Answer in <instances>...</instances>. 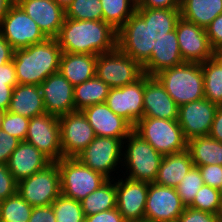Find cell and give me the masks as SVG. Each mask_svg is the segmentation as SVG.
I'll return each mask as SVG.
<instances>
[{"instance_id": "cell-41", "label": "cell", "mask_w": 222, "mask_h": 222, "mask_svg": "<svg viewBox=\"0 0 222 222\" xmlns=\"http://www.w3.org/2000/svg\"><path fill=\"white\" fill-rule=\"evenodd\" d=\"M18 182L10 173L7 165H0V200L17 193Z\"/></svg>"}, {"instance_id": "cell-13", "label": "cell", "mask_w": 222, "mask_h": 222, "mask_svg": "<svg viewBox=\"0 0 222 222\" xmlns=\"http://www.w3.org/2000/svg\"><path fill=\"white\" fill-rule=\"evenodd\" d=\"M63 157H77L96 137L82 111L58 117Z\"/></svg>"}, {"instance_id": "cell-21", "label": "cell", "mask_w": 222, "mask_h": 222, "mask_svg": "<svg viewBox=\"0 0 222 222\" xmlns=\"http://www.w3.org/2000/svg\"><path fill=\"white\" fill-rule=\"evenodd\" d=\"M96 136L120 139L122 142L133 131V126L116 115L104 103L94 104L82 110Z\"/></svg>"}, {"instance_id": "cell-50", "label": "cell", "mask_w": 222, "mask_h": 222, "mask_svg": "<svg viewBox=\"0 0 222 222\" xmlns=\"http://www.w3.org/2000/svg\"><path fill=\"white\" fill-rule=\"evenodd\" d=\"M14 48L0 34V66L13 60Z\"/></svg>"}, {"instance_id": "cell-34", "label": "cell", "mask_w": 222, "mask_h": 222, "mask_svg": "<svg viewBox=\"0 0 222 222\" xmlns=\"http://www.w3.org/2000/svg\"><path fill=\"white\" fill-rule=\"evenodd\" d=\"M33 207L18 192L1 200L0 222H29Z\"/></svg>"}, {"instance_id": "cell-46", "label": "cell", "mask_w": 222, "mask_h": 222, "mask_svg": "<svg viewBox=\"0 0 222 222\" xmlns=\"http://www.w3.org/2000/svg\"><path fill=\"white\" fill-rule=\"evenodd\" d=\"M84 222H127L117 208L105 210L91 216H85Z\"/></svg>"}, {"instance_id": "cell-12", "label": "cell", "mask_w": 222, "mask_h": 222, "mask_svg": "<svg viewBox=\"0 0 222 222\" xmlns=\"http://www.w3.org/2000/svg\"><path fill=\"white\" fill-rule=\"evenodd\" d=\"M25 141L35 146L52 162L63 158L58 116L44 113L29 120Z\"/></svg>"}, {"instance_id": "cell-17", "label": "cell", "mask_w": 222, "mask_h": 222, "mask_svg": "<svg viewBox=\"0 0 222 222\" xmlns=\"http://www.w3.org/2000/svg\"><path fill=\"white\" fill-rule=\"evenodd\" d=\"M218 105L206 98L192 101L178 107V124L187 140L208 136Z\"/></svg>"}, {"instance_id": "cell-59", "label": "cell", "mask_w": 222, "mask_h": 222, "mask_svg": "<svg viewBox=\"0 0 222 222\" xmlns=\"http://www.w3.org/2000/svg\"><path fill=\"white\" fill-rule=\"evenodd\" d=\"M177 1V3L179 4V5H181L183 2H185L186 0H176Z\"/></svg>"}, {"instance_id": "cell-5", "label": "cell", "mask_w": 222, "mask_h": 222, "mask_svg": "<svg viewBox=\"0 0 222 222\" xmlns=\"http://www.w3.org/2000/svg\"><path fill=\"white\" fill-rule=\"evenodd\" d=\"M155 77L178 107L205 98L201 63L184 62L162 70Z\"/></svg>"}, {"instance_id": "cell-2", "label": "cell", "mask_w": 222, "mask_h": 222, "mask_svg": "<svg viewBox=\"0 0 222 222\" xmlns=\"http://www.w3.org/2000/svg\"><path fill=\"white\" fill-rule=\"evenodd\" d=\"M56 40L63 52L97 56L117 48V31L103 20L64 18Z\"/></svg>"}, {"instance_id": "cell-49", "label": "cell", "mask_w": 222, "mask_h": 222, "mask_svg": "<svg viewBox=\"0 0 222 222\" xmlns=\"http://www.w3.org/2000/svg\"><path fill=\"white\" fill-rule=\"evenodd\" d=\"M209 136L222 143V106H218Z\"/></svg>"}, {"instance_id": "cell-37", "label": "cell", "mask_w": 222, "mask_h": 222, "mask_svg": "<svg viewBox=\"0 0 222 222\" xmlns=\"http://www.w3.org/2000/svg\"><path fill=\"white\" fill-rule=\"evenodd\" d=\"M221 204L222 200L218 189L204 184L196 193L189 207L212 214H218Z\"/></svg>"}, {"instance_id": "cell-3", "label": "cell", "mask_w": 222, "mask_h": 222, "mask_svg": "<svg viewBox=\"0 0 222 222\" xmlns=\"http://www.w3.org/2000/svg\"><path fill=\"white\" fill-rule=\"evenodd\" d=\"M63 51L56 38L14 50L13 64L18 84L40 85L59 71Z\"/></svg>"}, {"instance_id": "cell-7", "label": "cell", "mask_w": 222, "mask_h": 222, "mask_svg": "<svg viewBox=\"0 0 222 222\" xmlns=\"http://www.w3.org/2000/svg\"><path fill=\"white\" fill-rule=\"evenodd\" d=\"M57 165L60 170L61 194L79 202L108 180L76 157H63L57 161Z\"/></svg>"}, {"instance_id": "cell-45", "label": "cell", "mask_w": 222, "mask_h": 222, "mask_svg": "<svg viewBox=\"0 0 222 222\" xmlns=\"http://www.w3.org/2000/svg\"><path fill=\"white\" fill-rule=\"evenodd\" d=\"M205 31L213 50L222 44V13L209 24Z\"/></svg>"}, {"instance_id": "cell-57", "label": "cell", "mask_w": 222, "mask_h": 222, "mask_svg": "<svg viewBox=\"0 0 222 222\" xmlns=\"http://www.w3.org/2000/svg\"><path fill=\"white\" fill-rule=\"evenodd\" d=\"M222 68V60H214Z\"/></svg>"}, {"instance_id": "cell-39", "label": "cell", "mask_w": 222, "mask_h": 222, "mask_svg": "<svg viewBox=\"0 0 222 222\" xmlns=\"http://www.w3.org/2000/svg\"><path fill=\"white\" fill-rule=\"evenodd\" d=\"M203 185L204 181L201 177L200 169L193 166L176 187L177 194L186 207L192 203L196 193Z\"/></svg>"}, {"instance_id": "cell-24", "label": "cell", "mask_w": 222, "mask_h": 222, "mask_svg": "<svg viewBox=\"0 0 222 222\" xmlns=\"http://www.w3.org/2000/svg\"><path fill=\"white\" fill-rule=\"evenodd\" d=\"M184 63L175 29L153 46L150 59L142 66L143 73L155 76L162 70Z\"/></svg>"}, {"instance_id": "cell-60", "label": "cell", "mask_w": 222, "mask_h": 222, "mask_svg": "<svg viewBox=\"0 0 222 222\" xmlns=\"http://www.w3.org/2000/svg\"><path fill=\"white\" fill-rule=\"evenodd\" d=\"M136 5H138L142 0H133Z\"/></svg>"}, {"instance_id": "cell-25", "label": "cell", "mask_w": 222, "mask_h": 222, "mask_svg": "<svg viewBox=\"0 0 222 222\" xmlns=\"http://www.w3.org/2000/svg\"><path fill=\"white\" fill-rule=\"evenodd\" d=\"M96 62V55L63 52L59 72L76 86L96 76Z\"/></svg>"}, {"instance_id": "cell-28", "label": "cell", "mask_w": 222, "mask_h": 222, "mask_svg": "<svg viewBox=\"0 0 222 222\" xmlns=\"http://www.w3.org/2000/svg\"><path fill=\"white\" fill-rule=\"evenodd\" d=\"M221 13L222 0H186L180 5L181 17L204 29Z\"/></svg>"}, {"instance_id": "cell-51", "label": "cell", "mask_w": 222, "mask_h": 222, "mask_svg": "<svg viewBox=\"0 0 222 222\" xmlns=\"http://www.w3.org/2000/svg\"><path fill=\"white\" fill-rule=\"evenodd\" d=\"M15 3L16 0H0V22Z\"/></svg>"}, {"instance_id": "cell-15", "label": "cell", "mask_w": 222, "mask_h": 222, "mask_svg": "<svg viewBox=\"0 0 222 222\" xmlns=\"http://www.w3.org/2000/svg\"><path fill=\"white\" fill-rule=\"evenodd\" d=\"M185 208L176 188L149 183L144 219L154 222H174Z\"/></svg>"}, {"instance_id": "cell-47", "label": "cell", "mask_w": 222, "mask_h": 222, "mask_svg": "<svg viewBox=\"0 0 222 222\" xmlns=\"http://www.w3.org/2000/svg\"><path fill=\"white\" fill-rule=\"evenodd\" d=\"M29 222H56L52 205L33 207Z\"/></svg>"}, {"instance_id": "cell-10", "label": "cell", "mask_w": 222, "mask_h": 222, "mask_svg": "<svg viewBox=\"0 0 222 222\" xmlns=\"http://www.w3.org/2000/svg\"><path fill=\"white\" fill-rule=\"evenodd\" d=\"M122 151L123 142L120 139L96 136L76 158L107 179H115V171L122 166Z\"/></svg>"}, {"instance_id": "cell-33", "label": "cell", "mask_w": 222, "mask_h": 222, "mask_svg": "<svg viewBox=\"0 0 222 222\" xmlns=\"http://www.w3.org/2000/svg\"><path fill=\"white\" fill-rule=\"evenodd\" d=\"M204 82V97L211 103L222 106V68L211 58L201 63Z\"/></svg>"}, {"instance_id": "cell-14", "label": "cell", "mask_w": 222, "mask_h": 222, "mask_svg": "<svg viewBox=\"0 0 222 222\" xmlns=\"http://www.w3.org/2000/svg\"><path fill=\"white\" fill-rule=\"evenodd\" d=\"M145 74L123 87L110 88L105 103L116 114L133 127L143 118Z\"/></svg>"}, {"instance_id": "cell-31", "label": "cell", "mask_w": 222, "mask_h": 222, "mask_svg": "<svg viewBox=\"0 0 222 222\" xmlns=\"http://www.w3.org/2000/svg\"><path fill=\"white\" fill-rule=\"evenodd\" d=\"M80 203L85 216L116 208V178L108 179Z\"/></svg>"}, {"instance_id": "cell-52", "label": "cell", "mask_w": 222, "mask_h": 222, "mask_svg": "<svg viewBox=\"0 0 222 222\" xmlns=\"http://www.w3.org/2000/svg\"><path fill=\"white\" fill-rule=\"evenodd\" d=\"M213 60H222V44L213 50Z\"/></svg>"}, {"instance_id": "cell-22", "label": "cell", "mask_w": 222, "mask_h": 222, "mask_svg": "<svg viewBox=\"0 0 222 222\" xmlns=\"http://www.w3.org/2000/svg\"><path fill=\"white\" fill-rule=\"evenodd\" d=\"M143 117L178 119V106L155 76L145 74Z\"/></svg>"}, {"instance_id": "cell-35", "label": "cell", "mask_w": 222, "mask_h": 222, "mask_svg": "<svg viewBox=\"0 0 222 222\" xmlns=\"http://www.w3.org/2000/svg\"><path fill=\"white\" fill-rule=\"evenodd\" d=\"M56 222H84L85 215L81 203L60 194L52 203Z\"/></svg>"}, {"instance_id": "cell-40", "label": "cell", "mask_w": 222, "mask_h": 222, "mask_svg": "<svg viewBox=\"0 0 222 222\" xmlns=\"http://www.w3.org/2000/svg\"><path fill=\"white\" fill-rule=\"evenodd\" d=\"M29 120V118L22 115L5 111L1 129L20 141H25Z\"/></svg>"}, {"instance_id": "cell-8", "label": "cell", "mask_w": 222, "mask_h": 222, "mask_svg": "<svg viewBox=\"0 0 222 222\" xmlns=\"http://www.w3.org/2000/svg\"><path fill=\"white\" fill-rule=\"evenodd\" d=\"M17 192L32 207L50 205L61 194L57 162L19 181Z\"/></svg>"}, {"instance_id": "cell-36", "label": "cell", "mask_w": 222, "mask_h": 222, "mask_svg": "<svg viewBox=\"0 0 222 222\" xmlns=\"http://www.w3.org/2000/svg\"><path fill=\"white\" fill-rule=\"evenodd\" d=\"M65 18L74 20H103L100 0H73L65 9Z\"/></svg>"}, {"instance_id": "cell-27", "label": "cell", "mask_w": 222, "mask_h": 222, "mask_svg": "<svg viewBox=\"0 0 222 222\" xmlns=\"http://www.w3.org/2000/svg\"><path fill=\"white\" fill-rule=\"evenodd\" d=\"M194 166L188 149L164 155L154 183L176 188Z\"/></svg>"}, {"instance_id": "cell-6", "label": "cell", "mask_w": 222, "mask_h": 222, "mask_svg": "<svg viewBox=\"0 0 222 222\" xmlns=\"http://www.w3.org/2000/svg\"><path fill=\"white\" fill-rule=\"evenodd\" d=\"M133 130L163 155L187 149L188 140L177 120L143 117Z\"/></svg>"}, {"instance_id": "cell-4", "label": "cell", "mask_w": 222, "mask_h": 222, "mask_svg": "<svg viewBox=\"0 0 222 222\" xmlns=\"http://www.w3.org/2000/svg\"><path fill=\"white\" fill-rule=\"evenodd\" d=\"M163 157L133 130L123 141L121 168L126 170L123 177L154 183Z\"/></svg>"}, {"instance_id": "cell-9", "label": "cell", "mask_w": 222, "mask_h": 222, "mask_svg": "<svg viewBox=\"0 0 222 222\" xmlns=\"http://www.w3.org/2000/svg\"><path fill=\"white\" fill-rule=\"evenodd\" d=\"M142 66L118 47L97 55L96 76L110 88L123 87L143 75Z\"/></svg>"}, {"instance_id": "cell-1", "label": "cell", "mask_w": 222, "mask_h": 222, "mask_svg": "<svg viewBox=\"0 0 222 222\" xmlns=\"http://www.w3.org/2000/svg\"><path fill=\"white\" fill-rule=\"evenodd\" d=\"M180 9L137 8L117 31V47L143 66L153 46L176 27Z\"/></svg>"}, {"instance_id": "cell-44", "label": "cell", "mask_w": 222, "mask_h": 222, "mask_svg": "<svg viewBox=\"0 0 222 222\" xmlns=\"http://www.w3.org/2000/svg\"><path fill=\"white\" fill-rule=\"evenodd\" d=\"M21 141L0 129V165H7L10 155Z\"/></svg>"}, {"instance_id": "cell-54", "label": "cell", "mask_w": 222, "mask_h": 222, "mask_svg": "<svg viewBox=\"0 0 222 222\" xmlns=\"http://www.w3.org/2000/svg\"><path fill=\"white\" fill-rule=\"evenodd\" d=\"M219 222H222V204L218 213Z\"/></svg>"}, {"instance_id": "cell-11", "label": "cell", "mask_w": 222, "mask_h": 222, "mask_svg": "<svg viewBox=\"0 0 222 222\" xmlns=\"http://www.w3.org/2000/svg\"><path fill=\"white\" fill-rule=\"evenodd\" d=\"M0 34L14 48L23 49L47 39L38 25L17 3H15L0 22Z\"/></svg>"}, {"instance_id": "cell-26", "label": "cell", "mask_w": 222, "mask_h": 222, "mask_svg": "<svg viewBox=\"0 0 222 222\" xmlns=\"http://www.w3.org/2000/svg\"><path fill=\"white\" fill-rule=\"evenodd\" d=\"M9 112L22 115L29 119L44 113L43 96L38 85L17 84L8 107Z\"/></svg>"}, {"instance_id": "cell-56", "label": "cell", "mask_w": 222, "mask_h": 222, "mask_svg": "<svg viewBox=\"0 0 222 222\" xmlns=\"http://www.w3.org/2000/svg\"><path fill=\"white\" fill-rule=\"evenodd\" d=\"M131 222H154V221L147 220V219H140V220H137V221H131Z\"/></svg>"}, {"instance_id": "cell-19", "label": "cell", "mask_w": 222, "mask_h": 222, "mask_svg": "<svg viewBox=\"0 0 222 222\" xmlns=\"http://www.w3.org/2000/svg\"><path fill=\"white\" fill-rule=\"evenodd\" d=\"M46 113L61 116L75 111L74 86L58 71L39 85Z\"/></svg>"}, {"instance_id": "cell-48", "label": "cell", "mask_w": 222, "mask_h": 222, "mask_svg": "<svg viewBox=\"0 0 222 222\" xmlns=\"http://www.w3.org/2000/svg\"><path fill=\"white\" fill-rule=\"evenodd\" d=\"M137 8L180 9L176 0H142Z\"/></svg>"}, {"instance_id": "cell-55", "label": "cell", "mask_w": 222, "mask_h": 222, "mask_svg": "<svg viewBox=\"0 0 222 222\" xmlns=\"http://www.w3.org/2000/svg\"><path fill=\"white\" fill-rule=\"evenodd\" d=\"M4 111L0 110V129H1V125H2V120H3V116H4Z\"/></svg>"}, {"instance_id": "cell-18", "label": "cell", "mask_w": 222, "mask_h": 222, "mask_svg": "<svg viewBox=\"0 0 222 222\" xmlns=\"http://www.w3.org/2000/svg\"><path fill=\"white\" fill-rule=\"evenodd\" d=\"M117 177L116 208L119 213L127 222L144 219L149 183Z\"/></svg>"}, {"instance_id": "cell-53", "label": "cell", "mask_w": 222, "mask_h": 222, "mask_svg": "<svg viewBox=\"0 0 222 222\" xmlns=\"http://www.w3.org/2000/svg\"><path fill=\"white\" fill-rule=\"evenodd\" d=\"M56 3L61 5L64 9H66L73 0H54Z\"/></svg>"}, {"instance_id": "cell-38", "label": "cell", "mask_w": 222, "mask_h": 222, "mask_svg": "<svg viewBox=\"0 0 222 222\" xmlns=\"http://www.w3.org/2000/svg\"><path fill=\"white\" fill-rule=\"evenodd\" d=\"M18 84L13 61L0 66V110L7 111L14 87Z\"/></svg>"}, {"instance_id": "cell-20", "label": "cell", "mask_w": 222, "mask_h": 222, "mask_svg": "<svg viewBox=\"0 0 222 222\" xmlns=\"http://www.w3.org/2000/svg\"><path fill=\"white\" fill-rule=\"evenodd\" d=\"M47 38H56L65 18V9L54 0H16Z\"/></svg>"}, {"instance_id": "cell-43", "label": "cell", "mask_w": 222, "mask_h": 222, "mask_svg": "<svg viewBox=\"0 0 222 222\" xmlns=\"http://www.w3.org/2000/svg\"><path fill=\"white\" fill-rule=\"evenodd\" d=\"M205 185L219 189L222 184V166L204 165L198 166Z\"/></svg>"}, {"instance_id": "cell-30", "label": "cell", "mask_w": 222, "mask_h": 222, "mask_svg": "<svg viewBox=\"0 0 222 222\" xmlns=\"http://www.w3.org/2000/svg\"><path fill=\"white\" fill-rule=\"evenodd\" d=\"M110 87L97 76L74 86L75 111L98 103H104L108 96Z\"/></svg>"}, {"instance_id": "cell-58", "label": "cell", "mask_w": 222, "mask_h": 222, "mask_svg": "<svg viewBox=\"0 0 222 222\" xmlns=\"http://www.w3.org/2000/svg\"><path fill=\"white\" fill-rule=\"evenodd\" d=\"M218 191H219V193H220V197H221V200H222V184H221V186L219 187Z\"/></svg>"}, {"instance_id": "cell-32", "label": "cell", "mask_w": 222, "mask_h": 222, "mask_svg": "<svg viewBox=\"0 0 222 222\" xmlns=\"http://www.w3.org/2000/svg\"><path fill=\"white\" fill-rule=\"evenodd\" d=\"M103 21L118 31L135 13L137 5L133 0H100Z\"/></svg>"}, {"instance_id": "cell-16", "label": "cell", "mask_w": 222, "mask_h": 222, "mask_svg": "<svg viewBox=\"0 0 222 222\" xmlns=\"http://www.w3.org/2000/svg\"><path fill=\"white\" fill-rule=\"evenodd\" d=\"M175 31L184 62L203 63L213 57V49L204 28L180 17Z\"/></svg>"}, {"instance_id": "cell-23", "label": "cell", "mask_w": 222, "mask_h": 222, "mask_svg": "<svg viewBox=\"0 0 222 222\" xmlns=\"http://www.w3.org/2000/svg\"><path fill=\"white\" fill-rule=\"evenodd\" d=\"M52 161L32 144L21 141L10 155L7 167L17 182L44 169Z\"/></svg>"}, {"instance_id": "cell-42", "label": "cell", "mask_w": 222, "mask_h": 222, "mask_svg": "<svg viewBox=\"0 0 222 222\" xmlns=\"http://www.w3.org/2000/svg\"><path fill=\"white\" fill-rule=\"evenodd\" d=\"M178 222H219L218 214L200 211L187 206L177 219Z\"/></svg>"}, {"instance_id": "cell-29", "label": "cell", "mask_w": 222, "mask_h": 222, "mask_svg": "<svg viewBox=\"0 0 222 222\" xmlns=\"http://www.w3.org/2000/svg\"><path fill=\"white\" fill-rule=\"evenodd\" d=\"M187 149L196 167L211 164L222 166V143L209 135L189 139Z\"/></svg>"}]
</instances>
